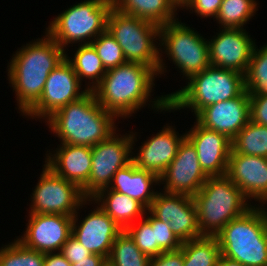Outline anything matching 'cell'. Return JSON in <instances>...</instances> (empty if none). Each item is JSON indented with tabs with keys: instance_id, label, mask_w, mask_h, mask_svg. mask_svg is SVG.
Segmentation results:
<instances>
[{
	"instance_id": "obj_1",
	"label": "cell",
	"mask_w": 267,
	"mask_h": 266,
	"mask_svg": "<svg viewBox=\"0 0 267 266\" xmlns=\"http://www.w3.org/2000/svg\"><path fill=\"white\" fill-rule=\"evenodd\" d=\"M157 76L148 66L126 62L108 69L93 92L99 105L118 120L134 117L133 114L147 105L156 114H165L169 112L168 94L152 97Z\"/></svg>"
},
{
	"instance_id": "obj_2",
	"label": "cell",
	"mask_w": 267,
	"mask_h": 266,
	"mask_svg": "<svg viewBox=\"0 0 267 266\" xmlns=\"http://www.w3.org/2000/svg\"><path fill=\"white\" fill-rule=\"evenodd\" d=\"M7 64V80L22 116L39 100L49 73L66 57V51L46 32L26 42Z\"/></svg>"
},
{
	"instance_id": "obj_3",
	"label": "cell",
	"mask_w": 267,
	"mask_h": 266,
	"mask_svg": "<svg viewBox=\"0 0 267 266\" xmlns=\"http://www.w3.org/2000/svg\"><path fill=\"white\" fill-rule=\"evenodd\" d=\"M104 110L93 91L63 106L44 122L60 143L92 147L118 129L120 121Z\"/></svg>"
},
{
	"instance_id": "obj_4",
	"label": "cell",
	"mask_w": 267,
	"mask_h": 266,
	"mask_svg": "<svg viewBox=\"0 0 267 266\" xmlns=\"http://www.w3.org/2000/svg\"><path fill=\"white\" fill-rule=\"evenodd\" d=\"M185 82L168 94L169 113L189 109L196 116L206 106L233 99L245 90L243 74L211 65Z\"/></svg>"
},
{
	"instance_id": "obj_5",
	"label": "cell",
	"mask_w": 267,
	"mask_h": 266,
	"mask_svg": "<svg viewBox=\"0 0 267 266\" xmlns=\"http://www.w3.org/2000/svg\"><path fill=\"white\" fill-rule=\"evenodd\" d=\"M221 255L244 266L267 265V206L253 205L215 236Z\"/></svg>"
},
{
	"instance_id": "obj_6",
	"label": "cell",
	"mask_w": 267,
	"mask_h": 266,
	"mask_svg": "<svg viewBox=\"0 0 267 266\" xmlns=\"http://www.w3.org/2000/svg\"><path fill=\"white\" fill-rule=\"evenodd\" d=\"M192 198L201 236L209 237H215L232 219L256 205L226 175L208 177Z\"/></svg>"
},
{
	"instance_id": "obj_7",
	"label": "cell",
	"mask_w": 267,
	"mask_h": 266,
	"mask_svg": "<svg viewBox=\"0 0 267 266\" xmlns=\"http://www.w3.org/2000/svg\"><path fill=\"white\" fill-rule=\"evenodd\" d=\"M188 25L178 18L160 26L158 78L168 72L165 56L175 65L174 68H177L180 76L183 75L181 79L186 81L210 66L207 38Z\"/></svg>"
},
{
	"instance_id": "obj_8",
	"label": "cell",
	"mask_w": 267,
	"mask_h": 266,
	"mask_svg": "<svg viewBox=\"0 0 267 266\" xmlns=\"http://www.w3.org/2000/svg\"><path fill=\"white\" fill-rule=\"evenodd\" d=\"M112 7L111 0H81L49 21L44 32L66 52L71 51L67 47L90 44L106 31Z\"/></svg>"
},
{
	"instance_id": "obj_9",
	"label": "cell",
	"mask_w": 267,
	"mask_h": 266,
	"mask_svg": "<svg viewBox=\"0 0 267 266\" xmlns=\"http://www.w3.org/2000/svg\"><path fill=\"white\" fill-rule=\"evenodd\" d=\"M122 48L127 62L158 70L160 60V26L118 11H109L107 29Z\"/></svg>"
},
{
	"instance_id": "obj_10",
	"label": "cell",
	"mask_w": 267,
	"mask_h": 266,
	"mask_svg": "<svg viewBox=\"0 0 267 266\" xmlns=\"http://www.w3.org/2000/svg\"><path fill=\"white\" fill-rule=\"evenodd\" d=\"M120 128L106 140L91 147L92 166L88 182L81 188L83 196L91 199L100 190L111 185L114 174L132 162L133 147L137 139L136 131L120 134ZM119 132V133H118Z\"/></svg>"
},
{
	"instance_id": "obj_11",
	"label": "cell",
	"mask_w": 267,
	"mask_h": 266,
	"mask_svg": "<svg viewBox=\"0 0 267 266\" xmlns=\"http://www.w3.org/2000/svg\"><path fill=\"white\" fill-rule=\"evenodd\" d=\"M38 182L30 195L29 214H61L73 216L86 199L73 182L56 175L43 164Z\"/></svg>"
},
{
	"instance_id": "obj_12",
	"label": "cell",
	"mask_w": 267,
	"mask_h": 266,
	"mask_svg": "<svg viewBox=\"0 0 267 266\" xmlns=\"http://www.w3.org/2000/svg\"><path fill=\"white\" fill-rule=\"evenodd\" d=\"M82 85L73 66L64 58L49 73L39 100L23 116L44 123L54 112L84 96L88 90Z\"/></svg>"
},
{
	"instance_id": "obj_13",
	"label": "cell",
	"mask_w": 267,
	"mask_h": 266,
	"mask_svg": "<svg viewBox=\"0 0 267 266\" xmlns=\"http://www.w3.org/2000/svg\"><path fill=\"white\" fill-rule=\"evenodd\" d=\"M91 204L92 199L86 198L72 216V235L91 253L108 259L115 239L123 230L98 205H92L91 212L80 217L81 209Z\"/></svg>"
},
{
	"instance_id": "obj_14",
	"label": "cell",
	"mask_w": 267,
	"mask_h": 266,
	"mask_svg": "<svg viewBox=\"0 0 267 266\" xmlns=\"http://www.w3.org/2000/svg\"><path fill=\"white\" fill-rule=\"evenodd\" d=\"M208 40L211 66L245 75L257 42L244 28H219Z\"/></svg>"
},
{
	"instance_id": "obj_15",
	"label": "cell",
	"mask_w": 267,
	"mask_h": 266,
	"mask_svg": "<svg viewBox=\"0 0 267 266\" xmlns=\"http://www.w3.org/2000/svg\"><path fill=\"white\" fill-rule=\"evenodd\" d=\"M207 178L200 166L195 147L185 137L178 147L175 158L160 175L159 189L193 197Z\"/></svg>"
},
{
	"instance_id": "obj_16",
	"label": "cell",
	"mask_w": 267,
	"mask_h": 266,
	"mask_svg": "<svg viewBox=\"0 0 267 266\" xmlns=\"http://www.w3.org/2000/svg\"><path fill=\"white\" fill-rule=\"evenodd\" d=\"M157 190L148 209L157 219L167 222L175 236L181 241L202 237L197 219V210L191 196Z\"/></svg>"
},
{
	"instance_id": "obj_17",
	"label": "cell",
	"mask_w": 267,
	"mask_h": 266,
	"mask_svg": "<svg viewBox=\"0 0 267 266\" xmlns=\"http://www.w3.org/2000/svg\"><path fill=\"white\" fill-rule=\"evenodd\" d=\"M26 228L16 239L25 247L41 253L60 252L72 235V216L28 214Z\"/></svg>"
},
{
	"instance_id": "obj_18",
	"label": "cell",
	"mask_w": 267,
	"mask_h": 266,
	"mask_svg": "<svg viewBox=\"0 0 267 266\" xmlns=\"http://www.w3.org/2000/svg\"><path fill=\"white\" fill-rule=\"evenodd\" d=\"M226 176L242 191L246 199L267 206V158L243 155L231 150Z\"/></svg>"
},
{
	"instance_id": "obj_19",
	"label": "cell",
	"mask_w": 267,
	"mask_h": 266,
	"mask_svg": "<svg viewBox=\"0 0 267 266\" xmlns=\"http://www.w3.org/2000/svg\"><path fill=\"white\" fill-rule=\"evenodd\" d=\"M175 129V125L167 123L159 132L148 136L139 148H133L132 161L136 166L160 177L175 158L180 143L186 137L185 132L179 135V131Z\"/></svg>"
},
{
	"instance_id": "obj_20",
	"label": "cell",
	"mask_w": 267,
	"mask_h": 266,
	"mask_svg": "<svg viewBox=\"0 0 267 266\" xmlns=\"http://www.w3.org/2000/svg\"><path fill=\"white\" fill-rule=\"evenodd\" d=\"M195 120L204 128L233 140L250 121V98L246 89L237 97L203 108Z\"/></svg>"
},
{
	"instance_id": "obj_21",
	"label": "cell",
	"mask_w": 267,
	"mask_h": 266,
	"mask_svg": "<svg viewBox=\"0 0 267 266\" xmlns=\"http://www.w3.org/2000/svg\"><path fill=\"white\" fill-rule=\"evenodd\" d=\"M186 138L196 149L200 166L208 177L224 176L227 173L232 140L224 134L201 126L196 120Z\"/></svg>"
},
{
	"instance_id": "obj_22",
	"label": "cell",
	"mask_w": 267,
	"mask_h": 266,
	"mask_svg": "<svg viewBox=\"0 0 267 266\" xmlns=\"http://www.w3.org/2000/svg\"><path fill=\"white\" fill-rule=\"evenodd\" d=\"M50 150L45 154V165L56 175L75 183L81 189L88 182L91 173V147L60 143L56 149Z\"/></svg>"
},
{
	"instance_id": "obj_23",
	"label": "cell",
	"mask_w": 267,
	"mask_h": 266,
	"mask_svg": "<svg viewBox=\"0 0 267 266\" xmlns=\"http://www.w3.org/2000/svg\"><path fill=\"white\" fill-rule=\"evenodd\" d=\"M157 186L159 187V177L148 170L138 168L132 161L114 174L108 188L136 199L149 209L155 199Z\"/></svg>"
},
{
	"instance_id": "obj_24",
	"label": "cell",
	"mask_w": 267,
	"mask_h": 266,
	"mask_svg": "<svg viewBox=\"0 0 267 266\" xmlns=\"http://www.w3.org/2000/svg\"><path fill=\"white\" fill-rule=\"evenodd\" d=\"M91 199L92 204L98 205L122 230L143 218L148 210L136 199L109 188L100 190Z\"/></svg>"
},
{
	"instance_id": "obj_25",
	"label": "cell",
	"mask_w": 267,
	"mask_h": 266,
	"mask_svg": "<svg viewBox=\"0 0 267 266\" xmlns=\"http://www.w3.org/2000/svg\"><path fill=\"white\" fill-rule=\"evenodd\" d=\"M118 11L152 22L158 26L178 19L179 6L173 0H116Z\"/></svg>"
},
{
	"instance_id": "obj_26",
	"label": "cell",
	"mask_w": 267,
	"mask_h": 266,
	"mask_svg": "<svg viewBox=\"0 0 267 266\" xmlns=\"http://www.w3.org/2000/svg\"><path fill=\"white\" fill-rule=\"evenodd\" d=\"M76 46H78V48ZM74 47H76V51L74 50L72 52L71 57L66 52L65 58L73 66L79 81L81 83L84 81V86H86L87 90L93 91V89L101 82L107 70L103 66L100 57L91 44L75 45Z\"/></svg>"
},
{
	"instance_id": "obj_27",
	"label": "cell",
	"mask_w": 267,
	"mask_h": 266,
	"mask_svg": "<svg viewBox=\"0 0 267 266\" xmlns=\"http://www.w3.org/2000/svg\"><path fill=\"white\" fill-rule=\"evenodd\" d=\"M184 266H217L221 249L216 237L202 236L182 242Z\"/></svg>"
},
{
	"instance_id": "obj_28",
	"label": "cell",
	"mask_w": 267,
	"mask_h": 266,
	"mask_svg": "<svg viewBox=\"0 0 267 266\" xmlns=\"http://www.w3.org/2000/svg\"><path fill=\"white\" fill-rule=\"evenodd\" d=\"M257 0H222L215 20L219 28H246L258 11Z\"/></svg>"
},
{
	"instance_id": "obj_29",
	"label": "cell",
	"mask_w": 267,
	"mask_h": 266,
	"mask_svg": "<svg viewBox=\"0 0 267 266\" xmlns=\"http://www.w3.org/2000/svg\"><path fill=\"white\" fill-rule=\"evenodd\" d=\"M232 149L239 154L267 158V126L250 120L232 140Z\"/></svg>"
},
{
	"instance_id": "obj_30",
	"label": "cell",
	"mask_w": 267,
	"mask_h": 266,
	"mask_svg": "<svg viewBox=\"0 0 267 266\" xmlns=\"http://www.w3.org/2000/svg\"><path fill=\"white\" fill-rule=\"evenodd\" d=\"M265 44L259 48L255 45L244 75L245 89L249 96H267V43Z\"/></svg>"
},
{
	"instance_id": "obj_31",
	"label": "cell",
	"mask_w": 267,
	"mask_h": 266,
	"mask_svg": "<svg viewBox=\"0 0 267 266\" xmlns=\"http://www.w3.org/2000/svg\"><path fill=\"white\" fill-rule=\"evenodd\" d=\"M107 261L112 266H148L150 257L142 253L134 240L123 230L115 239Z\"/></svg>"
},
{
	"instance_id": "obj_32",
	"label": "cell",
	"mask_w": 267,
	"mask_h": 266,
	"mask_svg": "<svg viewBox=\"0 0 267 266\" xmlns=\"http://www.w3.org/2000/svg\"><path fill=\"white\" fill-rule=\"evenodd\" d=\"M0 266H44V253L27 248L14 239L0 247Z\"/></svg>"
},
{
	"instance_id": "obj_33",
	"label": "cell",
	"mask_w": 267,
	"mask_h": 266,
	"mask_svg": "<svg viewBox=\"0 0 267 266\" xmlns=\"http://www.w3.org/2000/svg\"><path fill=\"white\" fill-rule=\"evenodd\" d=\"M100 57L106 70L127 62L122 48L106 30L90 43Z\"/></svg>"
},
{
	"instance_id": "obj_34",
	"label": "cell",
	"mask_w": 267,
	"mask_h": 266,
	"mask_svg": "<svg viewBox=\"0 0 267 266\" xmlns=\"http://www.w3.org/2000/svg\"><path fill=\"white\" fill-rule=\"evenodd\" d=\"M125 231L134 240L136 246L147 256L155 257V236L151 228V212L146 211L143 218L129 225Z\"/></svg>"
},
{
	"instance_id": "obj_35",
	"label": "cell",
	"mask_w": 267,
	"mask_h": 266,
	"mask_svg": "<svg viewBox=\"0 0 267 266\" xmlns=\"http://www.w3.org/2000/svg\"><path fill=\"white\" fill-rule=\"evenodd\" d=\"M151 228L155 236V256L162 252L175 251L181 248L182 242L175 236L169 223L157 219L151 213Z\"/></svg>"
},
{
	"instance_id": "obj_36",
	"label": "cell",
	"mask_w": 267,
	"mask_h": 266,
	"mask_svg": "<svg viewBox=\"0 0 267 266\" xmlns=\"http://www.w3.org/2000/svg\"><path fill=\"white\" fill-rule=\"evenodd\" d=\"M222 0H188L180 10L189 11L190 13H195L197 17L213 18L215 20L218 15Z\"/></svg>"
},
{
	"instance_id": "obj_37",
	"label": "cell",
	"mask_w": 267,
	"mask_h": 266,
	"mask_svg": "<svg viewBox=\"0 0 267 266\" xmlns=\"http://www.w3.org/2000/svg\"><path fill=\"white\" fill-rule=\"evenodd\" d=\"M60 252L71 264L77 263L78 260L86 259L87 256L92 254L73 235L63 244Z\"/></svg>"
},
{
	"instance_id": "obj_38",
	"label": "cell",
	"mask_w": 267,
	"mask_h": 266,
	"mask_svg": "<svg viewBox=\"0 0 267 266\" xmlns=\"http://www.w3.org/2000/svg\"><path fill=\"white\" fill-rule=\"evenodd\" d=\"M250 120L262 126H267V96H249Z\"/></svg>"
},
{
	"instance_id": "obj_39",
	"label": "cell",
	"mask_w": 267,
	"mask_h": 266,
	"mask_svg": "<svg viewBox=\"0 0 267 266\" xmlns=\"http://www.w3.org/2000/svg\"><path fill=\"white\" fill-rule=\"evenodd\" d=\"M148 266H184L182 249L162 252L158 256L151 257Z\"/></svg>"
},
{
	"instance_id": "obj_40",
	"label": "cell",
	"mask_w": 267,
	"mask_h": 266,
	"mask_svg": "<svg viewBox=\"0 0 267 266\" xmlns=\"http://www.w3.org/2000/svg\"><path fill=\"white\" fill-rule=\"evenodd\" d=\"M44 266H71L61 252L44 253Z\"/></svg>"
},
{
	"instance_id": "obj_41",
	"label": "cell",
	"mask_w": 267,
	"mask_h": 266,
	"mask_svg": "<svg viewBox=\"0 0 267 266\" xmlns=\"http://www.w3.org/2000/svg\"><path fill=\"white\" fill-rule=\"evenodd\" d=\"M107 259L99 254H91L86 259L78 260L77 263L71 266H101Z\"/></svg>"
},
{
	"instance_id": "obj_42",
	"label": "cell",
	"mask_w": 267,
	"mask_h": 266,
	"mask_svg": "<svg viewBox=\"0 0 267 266\" xmlns=\"http://www.w3.org/2000/svg\"><path fill=\"white\" fill-rule=\"evenodd\" d=\"M217 266H244V265H242L238 261L220 255Z\"/></svg>"
},
{
	"instance_id": "obj_43",
	"label": "cell",
	"mask_w": 267,
	"mask_h": 266,
	"mask_svg": "<svg viewBox=\"0 0 267 266\" xmlns=\"http://www.w3.org/2000/svg\"><path fill=\"white\" fill-rule=\"evenodd\" d=\"M181 8L188 0H173Z\"/></svg>"
},
{
	"instance_id": "obj_44",
	"label": "cell",
	"mask_w": 267,
	"mask_h": 266,
	"mask_svg": "<svg viewBox=\"0 0 267 266\" xmlns=\"http://www.w3.org/2000/svg\"><path fill=\"white\" fill-rule=\"evenodd\" d=\"M101 266H112V265L108 261H106Z\"/></svg>"
}]
</instances>
